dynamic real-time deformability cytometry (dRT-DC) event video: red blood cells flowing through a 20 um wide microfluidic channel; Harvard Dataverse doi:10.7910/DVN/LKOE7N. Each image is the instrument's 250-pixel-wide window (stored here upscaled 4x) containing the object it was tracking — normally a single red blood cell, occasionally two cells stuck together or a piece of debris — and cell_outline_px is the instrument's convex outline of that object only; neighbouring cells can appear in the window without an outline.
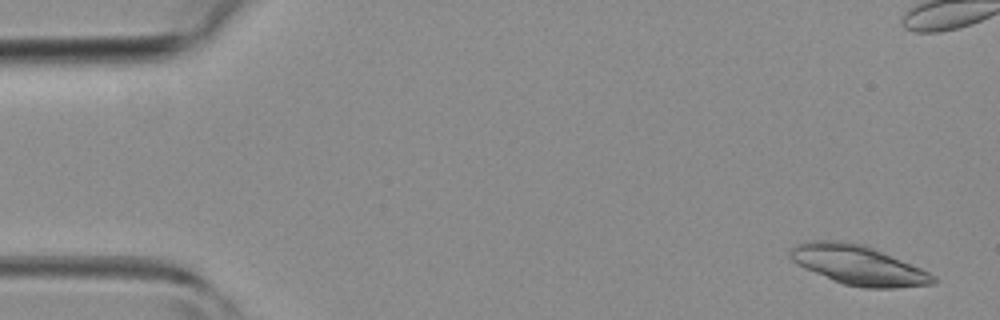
{"species": "common noctule bat (a hibernating species)", "species_latin": "Nyctalus noctula", "temperature_condition": "room temperature", "stored_images_in_passage": 4, "camera_frame_rate_fps": 3000, "um_per_image_px": 0.085, "animal": {"sex": "female", "body_mass_g": 19.3, "forearm_length_mm": 54.1}, "frame": {"image": 1, "passage_image": 1, "time_ms": 0.0, "image_size_px": [1000, 320], "cell_outline_px": [[940, 280], [936, 284], [896, 288], [864, 288], [844, 284], [832, 280], [804, 268], [796, 264], [788, 256], [788, 252], [796, 244], [812, 240], [844, 240], [864, 244], [920, 268], [936, 276]], "centroid_in_image_um": [72.95, 22.53], "position_along_channel_um": 12.0, "area_um2": 33.18}}